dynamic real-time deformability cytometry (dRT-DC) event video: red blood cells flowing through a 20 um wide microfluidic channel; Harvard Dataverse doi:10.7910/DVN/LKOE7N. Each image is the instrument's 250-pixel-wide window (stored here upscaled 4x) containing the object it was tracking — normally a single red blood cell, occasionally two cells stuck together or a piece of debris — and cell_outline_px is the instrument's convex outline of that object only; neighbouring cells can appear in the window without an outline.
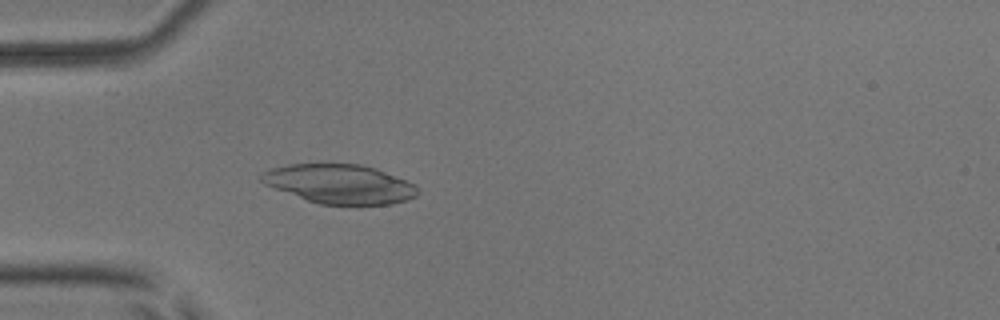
{"species": "common noctule bat (a hibernating species)", "species_latin": "Nyctalus noctula", "temperature_condition": "room temperature", "stored_images_in_passage": 53, "camera_frame_rate_fps": 3000, "um_per_image_px": 0.085, "animal": {"sex": "male", "body_mass_g": 17.9, "forearm_length_mm": 54.2}, "frame": {"image": 1, "passage_image": 16, "time_ms": 5.0, "image_size_px": [1000, 320], "cell_outline_px": [[420, 192], [416, 196], [392, 204], [320, 204], [308, 200], [264, 184], [260, 180], [260, 176], [264, 172], [272, 168], [288, 164], [360, 164], [376, 168], [416, 184]], "centroid_in_image_um": [28.9, 15.63], "position_along_channel_um": 56.1, "area_um2": 35.37}}
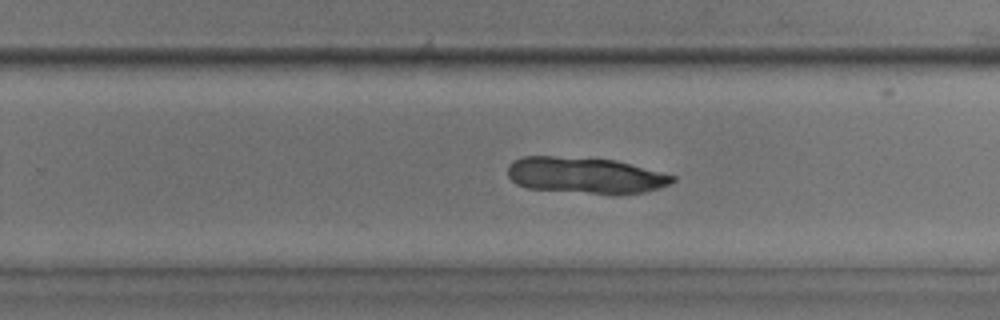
{"frame": {"image": 2, "passage_image": 34, "time_ms": 11.0, "image_size_px": [1000, 320], "cell_outline_px": [[676, 180], [672, 184], [644, 192], [588, 192], [528, 188], [516, 184], [508, 176], [508, 164], [512, 160], [524, 156], [552, 156], [616, 160], [676, 176]], "centroid_in_image_um": [49.72, 14.87], "position_along_channel_um": 280.1, "area_um2": 34.04}}
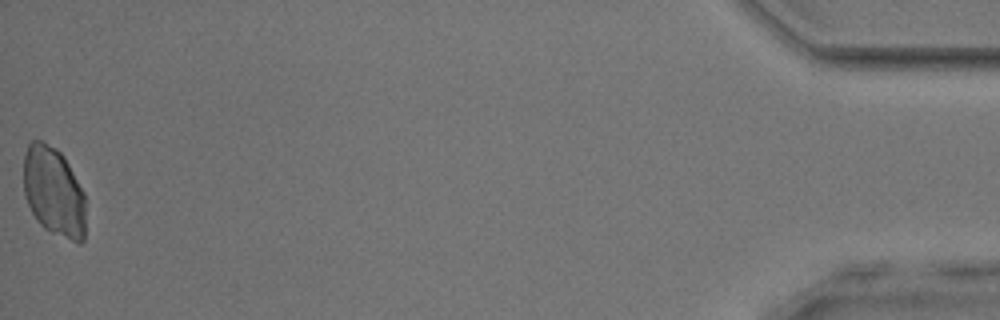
{"frame": {"image": 3, "passage_image": 53, "time_ms": 17.333, "image_size_px": [1000, 320], "cell_outline_px": [[84, 240], [80, 244], [52, 232], [44, 228], [36, 220], [24, 196], [24, 156], [28, 144], [32, 140], [44, 140], [56, 148], [64, 156], [84, 192]], "centroid_in_image_um": [4.56, 16.27], "position_along_channel_um": 430.6, "area_um2": 32.43}}